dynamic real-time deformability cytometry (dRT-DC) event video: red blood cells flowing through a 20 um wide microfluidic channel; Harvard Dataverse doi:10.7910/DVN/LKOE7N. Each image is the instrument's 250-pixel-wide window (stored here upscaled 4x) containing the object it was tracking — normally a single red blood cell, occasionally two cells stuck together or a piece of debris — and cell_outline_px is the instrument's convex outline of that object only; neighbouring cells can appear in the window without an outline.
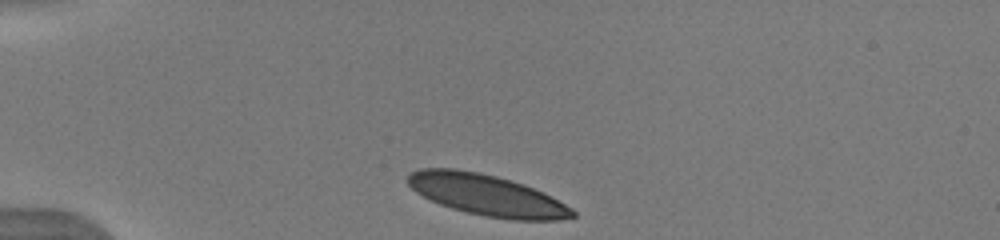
{"species": "human", "species_latin": "Homo sapiens", "temperature_condition": "warm", "stored_images_in_passage": 39, "camera_frame_rate_fps": 3000, "um_per_image_px": 0.085, "donor": {"sex": "male"}, "frame": {"image": 1, "passage_image": 1, "time_ms": 0.0, "image_size_px": [1000, 240], "cell_outline_px": [[576, 216], [560, 220], [512, 220], [484, 216], [452, 208], [440, 204], [416, 192], [408, 184], [408, 176], [412, 172], [420, 168], [456, 168], [480, 172], [496, 176], [524, 184], [544, 192], [552, 196], [572, 208], [576, 212]], "centroid_in_image_um": [41.42, 16.58], "position_along_channel_um": 43.6, "area_um2": 39.48}}
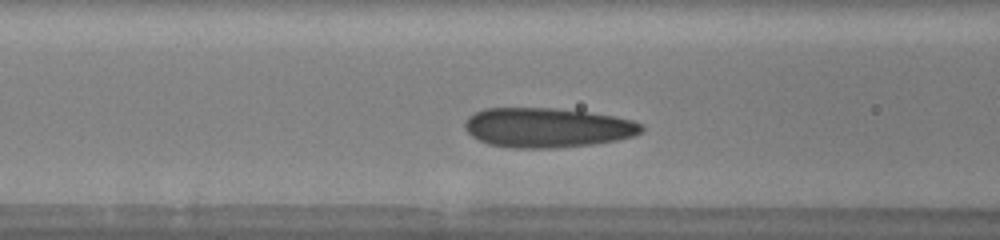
{"frame": {"image": 2, "passage_image": 10, "time_ms": 3.0, "image_size_px": [1000, 240], "cell_outline_px": [[644, 128], [640, 132], [632, 136], [616, 140], [592, 144], [552, 148], [512, 148], [488, 144], [472, 136], [464, 128], [464, 124], [468, 116], [472, 112], [484, 108], [556, 108], [588, 112], [616, 116], [632, 120], [644, 124]], "centroid_in_image_um": [46.49, 10.84], "position_along_channel_um": 120.1, "area_um2": 40.98}}
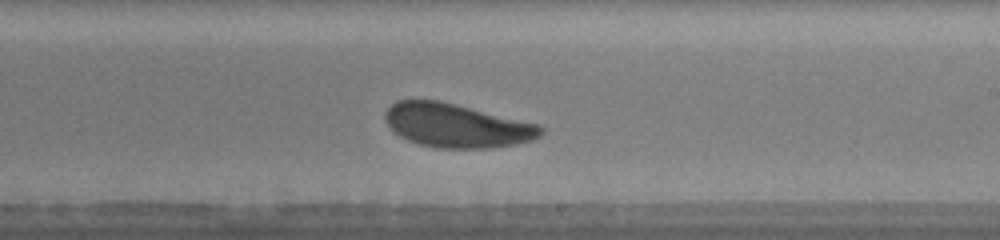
{"frame": {"image": 3, "passage_image": 20, "time_ms": 6.333, "image_size_px": [1000, 240], "cell_outline_px": [[544, 132], [540, 136], [532, 140], [492, 148], [436, 148], [420, 144], [408, 140], [392, 132], [384, 120], [384, 112], [396, 100], [440, 100], [540, 124], [544, 128]], "centroid_in_image_um": [38.8, 10.66], "position_along_channel_um": 250.2, "area_um2": 40.0}, "authors_computed_cell_mechanics": {"area_um2": 39.7664, "velocity_mm_per_s": 3.9089, "shape_relaxation_time_tau1_ms": 1.8718, "shape_relaxation_time_tau2_ms": 2.9151, "deformation_change_tau1": 0.0919, "deformation_change_tau2": 0.107}}